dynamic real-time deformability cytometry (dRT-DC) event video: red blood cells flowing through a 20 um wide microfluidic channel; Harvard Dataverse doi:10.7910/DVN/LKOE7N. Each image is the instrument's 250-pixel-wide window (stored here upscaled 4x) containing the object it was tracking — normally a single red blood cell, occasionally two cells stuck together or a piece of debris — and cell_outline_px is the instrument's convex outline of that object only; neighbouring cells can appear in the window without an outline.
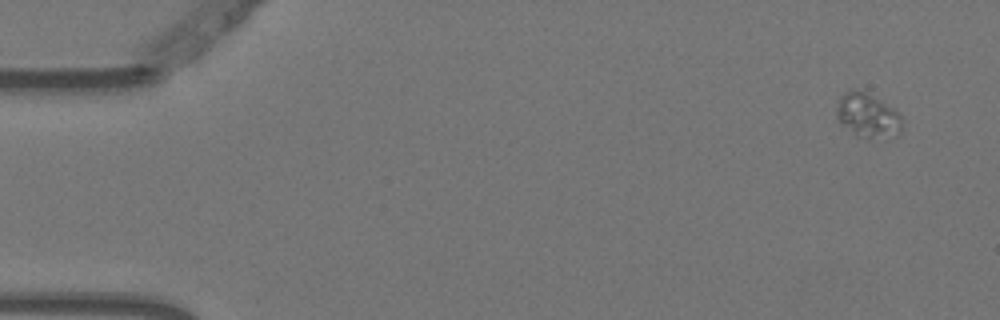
{"species": "Egyptian fruit bat (a non-hibernating species)", "species_latin": "Rousettus aegyptiacus", "temperature_condition": "warm", "stored_images_in_passage": 8, "camera_frame_rate_fps": 3000, "um_per_image_px": 0.085, "animal": {"sex": "female"}, "frame": {"image": 1, "passage_image": 1, "time_ms": 0.0, "image_size_px": [1000, 320], "cell_outline_px": [[900, 136], [856, 136], [840, 124], [836, 116], [836, 108], [840, 96], [844, 92], [856, 88], [864, 92], [892, 108], [900, 116]], "centroid_in_image_um": [73.67, 9.8], "position_along_channel_um": 11.3, "area_um2": 16.36}}
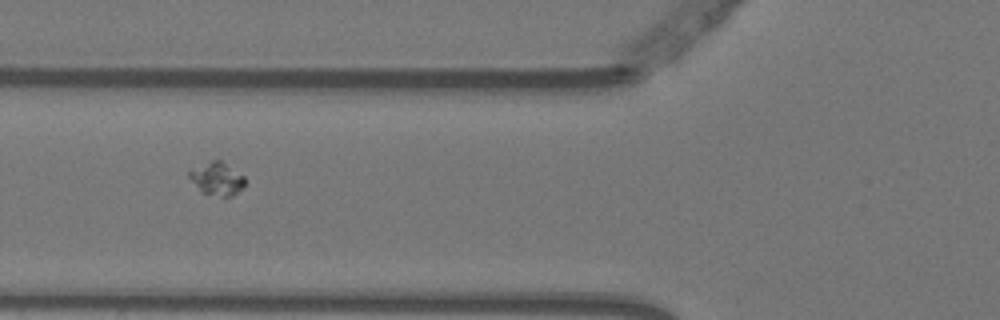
{"frame": {"image": 2, "passage_image": 6, "time_ms": 1.667, "image_size_px": [1000, 320], "cell_outline_px": [[244, 184], [232, 196], [224, 196], [200, 192], [188, 176], [188, 172], [212, 160], [220, 160], [244, 176]], "centroid_in_image_um": [18.42, 15.19], "position_along_channel_um": 107.4, "area_um2": 10.23}}
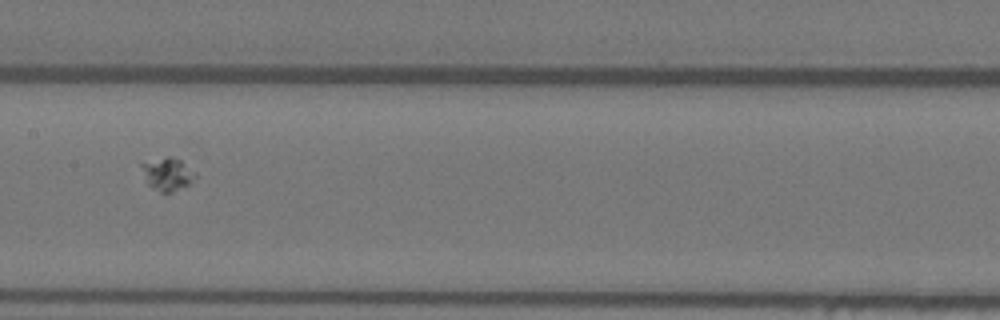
{"frame": {"image": 3, "passage_image": 8, "time_ms": 2.333, "image_size_px": [1000, 320], "cell_outline_px": [[196, 176], [188, 184], [172, 192], [160, 192], [152, 188], [148, 184], [140, 164], [168, 156], [172, 156], [180, 160], [196, 172]], "centroid_in_image_um": [14.24, 14.79], "position_along_channel_um": 193.2, "area_um2": 10.0}}